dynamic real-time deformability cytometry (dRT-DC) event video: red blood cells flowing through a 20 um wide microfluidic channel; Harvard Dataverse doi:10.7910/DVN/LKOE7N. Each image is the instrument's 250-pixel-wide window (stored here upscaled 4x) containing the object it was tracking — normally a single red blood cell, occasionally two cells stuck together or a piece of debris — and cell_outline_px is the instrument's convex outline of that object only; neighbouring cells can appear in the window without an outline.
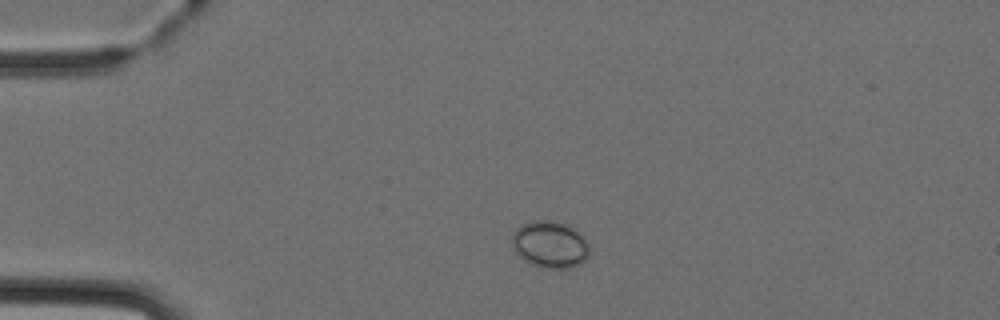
{"species": "Egyptian fruit bat (a non-hibernating species)", "species_latin": "Rousettus aegyptiacus", "temperature_condition": "cold", "stored_images_in_passage": 3, "camera_frame_rate_fps": 3000, "um_per_image_px": 0.085, "animal": {"sex": "female"}, "frame": {"image": 1, "passage_image": 1, "time_ms": 0.0, "image_size_px": [1000, 320], "cell_outline_px": [[588, 256], [580, 264], [572, 268], [540, 268], [524, 260], [516, 252], [512, 240], [512, 232], [520, 224], [532, 220], [552, 220], [564, 224], [572, 228], [584, 236], [588, 244]], "centroid_in_image_um": [46.73, 20.77], "position_along_channel_um": 38.3, "area_um2": 21.21}}
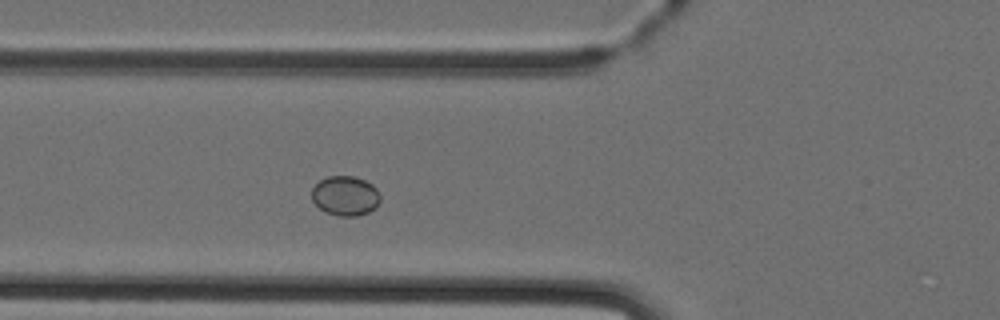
{"frame": {"image": 2, "passage_image": 3, "time_ms": 2.333, "image_size_px": [1000, 320], "cell_outline_px": [[380, 200], [376, 208], [368, 212], [356, 216], [336, 216], [324, 212], [312, 200], [312, 188], [320, 180], [328, 176], [356, 176], [372, 184], [376, 188], [380, 196]], "centroid_in_image_um": [29.35, 16.65], "position_along_channel_um": 96.4, "area_um2": 15.95}}